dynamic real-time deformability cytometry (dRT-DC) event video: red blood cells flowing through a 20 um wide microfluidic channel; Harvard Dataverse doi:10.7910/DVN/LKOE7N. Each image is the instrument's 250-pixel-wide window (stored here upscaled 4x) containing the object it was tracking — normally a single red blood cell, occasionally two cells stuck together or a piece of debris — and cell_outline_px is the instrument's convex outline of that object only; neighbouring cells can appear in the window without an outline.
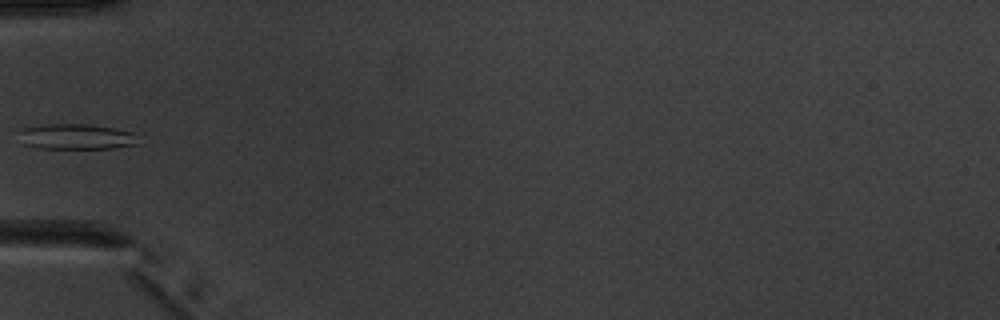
{"species": "common noctule bat (a hibernating species)", "species_latin": "Nyctalus noctula", "temperature_condition": "warm", "stored_images_in_passage": 6, "camera_frame_rate_fps": 3000, "um_per_image_px": 0.085, "animal": {"sex": "male", "body_mass_g": 20.1, "forearm_length_mm": 53.5}, "frame": {"image": 1, "passage_image": 5, "time_ms": 5.667, "image_size_px": [1000, 320], "cell_outline_px": [[140, 144], [112, 148], [36, 148], [24, 144], [24, 128], [40, 124], [88, 124], [112, 128], [132, 132]], "centroid_in_image_um": [6.55, 11.62], "position_along_channel_um": 78.5, "area_um2": 17.28}}